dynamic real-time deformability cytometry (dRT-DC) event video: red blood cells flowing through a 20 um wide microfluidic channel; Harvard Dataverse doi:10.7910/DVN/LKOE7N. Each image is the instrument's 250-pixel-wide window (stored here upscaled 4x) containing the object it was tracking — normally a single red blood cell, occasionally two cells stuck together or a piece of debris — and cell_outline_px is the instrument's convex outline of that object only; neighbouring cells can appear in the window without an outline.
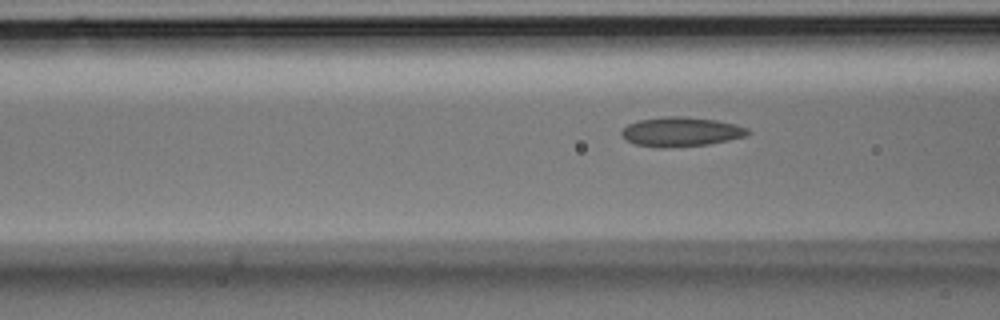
{"species": "Egyptian fruit bat (a non-hibernating species)", "species_latin": "Rousettus aegyptiacus", "temperature_condition": "room temperature", "stored_images_in_passage": 5, "camera_frame_rate_fps": 3000, "um_per_image_px": 0.085, "animal": {"sex": "male"}, "frame": {"image": 1, "passage_image": 5, "time_ms": 1.333, "image_size_px": [1000, 320], "cell_outline_px": [[752, 132], [748, 136], [708, 144], [664, 148], [660, 148], [636, 144], [624, 140], [620, 132], [628, 124], [640, 120], [664, 116], [680, 116], [716, 120], [736, 124], [748, 128]], "centroid_in_image_um": [57.9, 11.2], "position_along_channel_um": 108.7, "area_um2": 21.73}}